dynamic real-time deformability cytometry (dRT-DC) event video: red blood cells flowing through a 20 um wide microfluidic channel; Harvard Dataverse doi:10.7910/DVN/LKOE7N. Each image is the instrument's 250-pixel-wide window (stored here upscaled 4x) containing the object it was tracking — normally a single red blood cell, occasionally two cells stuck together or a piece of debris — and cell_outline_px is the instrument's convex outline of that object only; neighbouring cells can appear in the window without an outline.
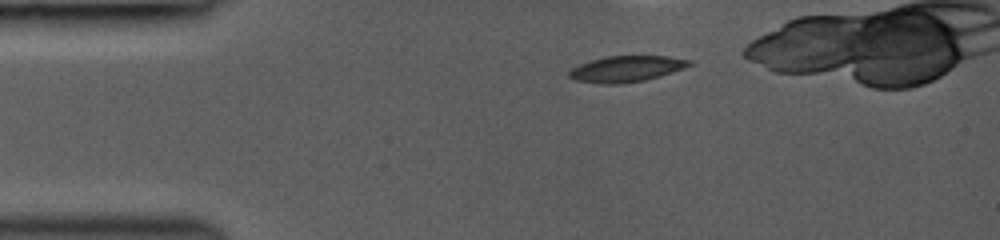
{"species": "common noctule bat (a hibernating species)", "species_latin": "Nyctalus noctula", "temperature_condition": "room temperature", "stored_images_in_passage": 11, "camera_frame_rate_fps": 3000, "um_per_image_px": 0.085, "animal": {"sex": "female", "body_mass_g": 19.0, "forearm_length_mm": 53.3}, "frame": {"image": 1, "passage_image": 1, "time_ms": 0.0, "image_size_px": [1000, 240], "cell_outline_px": [[692, 64], [684, 68], [660, 76], [644, 80], [620, 84], [600, 84], [576, 80], [568, 76], [568, 72], [572, 68], [580, 64], [592, 60], [608, 56], [668, 56], [692, 60]], "centroid_in_image_um": [53.25, 5.85], "position_along_channel_um": 31.8, "area_um2": 18.15}}